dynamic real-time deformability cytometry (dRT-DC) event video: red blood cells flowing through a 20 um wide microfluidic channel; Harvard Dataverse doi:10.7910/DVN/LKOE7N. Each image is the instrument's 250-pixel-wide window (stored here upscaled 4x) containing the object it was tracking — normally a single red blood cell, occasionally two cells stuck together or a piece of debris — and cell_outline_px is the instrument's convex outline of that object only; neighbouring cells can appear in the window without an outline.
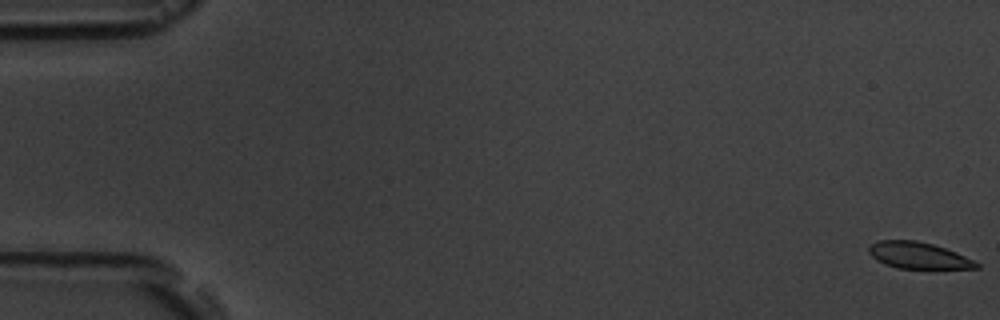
{"species": "common noctule bat (a hibernating species)", "species_latin": "Nyctalus noctula", "temperature_condition": "room temperature", "stored_images_in_passage": 6, "camera_frame_rate_fps": 3000, "um_per_image_px": 0.085, "animal": {"sex": "male", "body_mass_g": 19.5, "forearm_length_mm": 54.6}, "frame": {"image": 1, "passage_image": 1, "time_ms": 0.0, "image_size_px": [1000, 320], "cell_outline_px": [[980, 268], [900, 268], [884, 264], [876, 260], [868, 252], [868, 248], [872, 244], [880, 240], [916, 240], [932, 244], [956, 252], [980, 264]], "centroid_in_image_um": [78.03, 21.71], "position_along_channel_um": 7.0, "area_um2": 16.36}}